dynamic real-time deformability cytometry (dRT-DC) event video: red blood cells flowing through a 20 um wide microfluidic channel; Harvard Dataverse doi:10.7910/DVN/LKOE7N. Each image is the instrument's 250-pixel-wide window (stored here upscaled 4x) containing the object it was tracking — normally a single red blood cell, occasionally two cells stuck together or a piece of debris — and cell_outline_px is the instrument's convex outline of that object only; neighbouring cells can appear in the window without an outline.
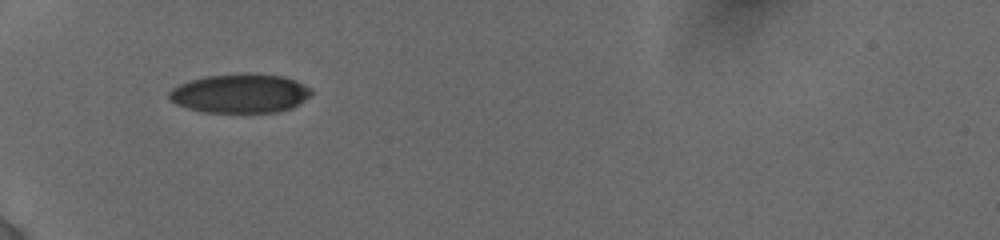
{"species": "human", "species_latin": "Homo sapiens", "temperature_condition": "cold", "stored_images_in_passage": 31, "camera_frame_rate_fps": 3000, "um_per_image_px": 0.085, "donor": {"sex": "female"}, "frame": {"image": 1, "passage_image": 1, "time_ms": 0.0, "image_size_px": [1000, 240], "cell_outline_px": [[312, 96], [292, 108], [276, 112], [204, 112], [188, 108], [176, 104], [168, 96], [168, 92], [172, 88], [180, 84], [192, 80], [208, 76], [284, 76], [296, 80], [312, 88]], "centroid_in_image_um": [20.45, 7.98], "position_along_channel_um": 64.5, "area_um2": 31.5}}
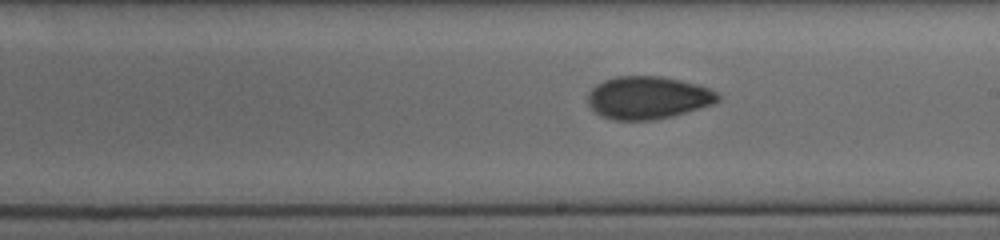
{"frame": {"image": 2, "passage_image": 18, "time_ms": 4.667, "image_size_px": [1000, 240], "cell_outline_px": [[720, 100], [712, 104], [672, 116], [652, 120], [616, 120], [600, 116], [588, 104], [588, 92], [596, 84], [604, 80], [616, 76], [660, 76], [680, 80], [696, 84], [708, 88], [716, 92], [720, 96]], "centroid_in_image_um": [55.04, 8.3], "position_along_channel_um": 234.0, "area_um2": 32.25}}
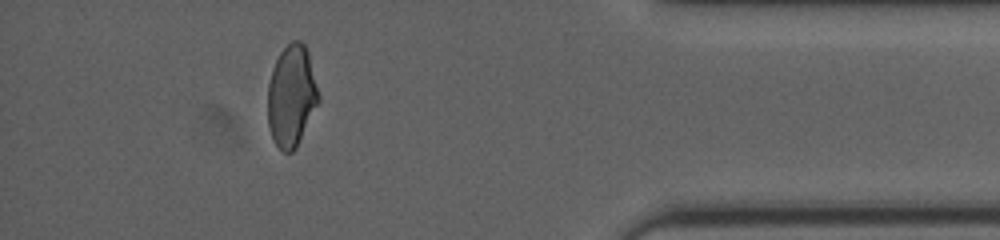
{"frame": {"image": 3, "passage_image": 29, "time_ms": 10.0, "image_size_px": [1000, 240], "cell_outline_px": [[320, 100], [296, 148], [292, 152], [284, 152], [276, 144], [272, 136], [268, 124], [268, 84], [272, 68], [280, 52], [292, 40], [300, 40], [304, 44], [308, 52], [320, 96]], "centroid_in_image_um": [24.78, 8.14], "position_along_channel_um": 410.4, "area_um2": 30.0}, "authors_computed_cell_mechanics": {"area_um2": 32.4258, "velocity_mm_per_s": 3.8834, "shape_relaxation_time_tau1_ms": null, "shape_relaxation_time_tau2_ms": 2.3939, "deformation_change_tau1": null, "deformation_change_tau2": 0.0652}}